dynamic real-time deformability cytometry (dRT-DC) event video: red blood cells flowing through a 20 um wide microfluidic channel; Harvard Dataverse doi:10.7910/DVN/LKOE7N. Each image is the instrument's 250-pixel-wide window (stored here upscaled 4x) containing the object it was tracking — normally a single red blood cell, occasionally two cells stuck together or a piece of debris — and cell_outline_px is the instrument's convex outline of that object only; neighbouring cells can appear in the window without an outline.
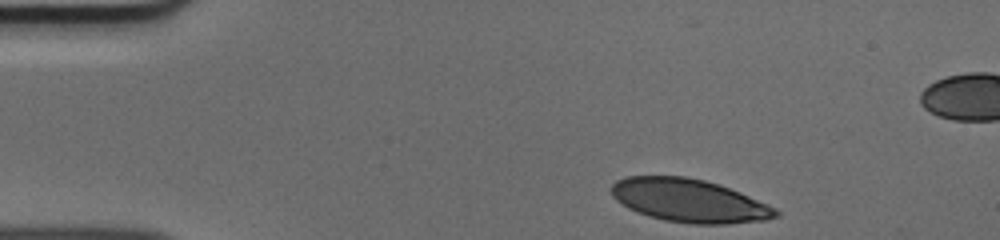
{"species": "human", "species_latin": "Homo sapiens", "temperature_condition": "cold", "stored_images_in_passage": 35, "camera_frame_rate_fps": 3000, "um_per_image_px": 0.085, "donor": {"sex": "male"}, "frame": {"image": 1, "passage_image": 1, "time_ms": 0.0, "image_size_px": [1000, 240], "cell_outline_px": [[780, 216], [768, 220], [728, 224], [692, 224], [664, 220], [648, 216], [636, 212], [628, 208], [616, 200], [612, 196], [608, 188], [616, 180], [624, 176], [684, 176], [704, 180], [720, 184], [740, 192], [776, 208], [780, 212]], "centroid_in_image_um": [58.57, 17.05], "position_along_channel_um": 26.4, "area_um2": 41.85}}
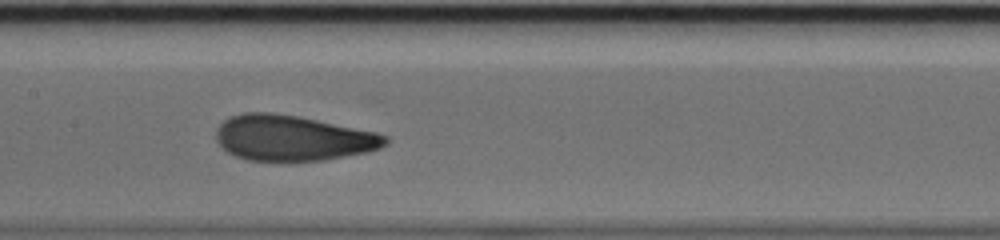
{"frame": {"image": 2, "passage_image": 18, "time_ms": 5.667, "image_size_px": [1000, 240], "cell_outline_px": [[388, 144], [380, 148], [368, 152], [324, 160], [288, 164], [248, 160], [236, 156], [228, 152], [216, 140], [216, 128], [224, 120], [232, 116], [244, 112], [268, 112], [296, 116], [376, 132], [388, 136]], "centroid_in_image_um": [24.87, 11.78], "position_along_channel_um": 182.5, "area_um2": 45.6}}
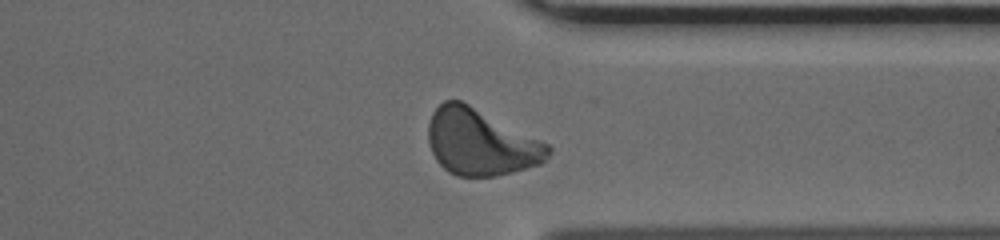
{"frame": {"image": 3, "passage_image": 32, "time_ms": 10.333, "image_size_px": [1000, 240], "cell_outline_px": [[552, 152], [540, 164], [512, 172], [496, 176], [456, 176], [448, 172], [436, 160], [428, 144], [428, 124], [432, 112], [444, 100], [460, 100], [548, 144], [552, 148]], "centroid_in_image_um": [40.82, 12.11], "position_along_channel_um": 370.6, "area_um2": 45.95}}